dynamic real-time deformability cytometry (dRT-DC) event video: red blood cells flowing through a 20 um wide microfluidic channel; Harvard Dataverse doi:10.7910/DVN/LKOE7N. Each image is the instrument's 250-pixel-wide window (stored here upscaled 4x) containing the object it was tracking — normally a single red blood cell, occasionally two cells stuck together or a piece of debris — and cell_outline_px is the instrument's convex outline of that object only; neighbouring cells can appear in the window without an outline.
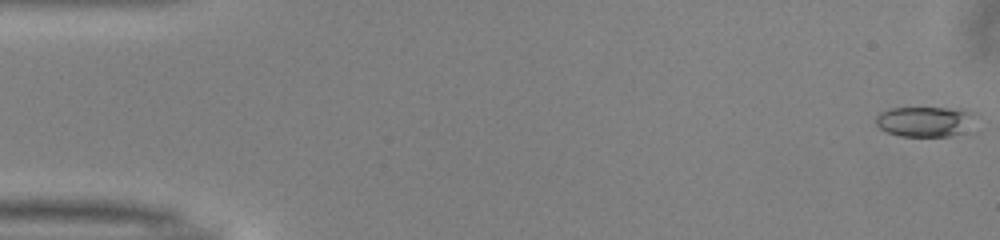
{"species": "common noctule bat (a hibernating species)", "species_latin": "Nyctalus noctula", "temperature_condition": "warm", "stored_images_in_passage": 51, "camera_frame_rate_fps": 3000, "um_per_image_px": 0.085, "animal": {"sex": "male", "body_mass_g": 13.0, "forearm_length_mm": 53.1}, "frame": {"image": 1, "passage_image": 1, "time_ms": 0.0, "image_size_px": [1000, 240], "cell_outline_px": [[976, 112], [960, 132], [952, 136], [900, 136], [888, 132], [880, 128], [876, 124], [876, 116], [880, 112], [892, 108], [960, 108]], "centroid_in_image_um": [78.54, 10.31], "position_along_channel_um": 6.5, "area_um2": 17.11}}
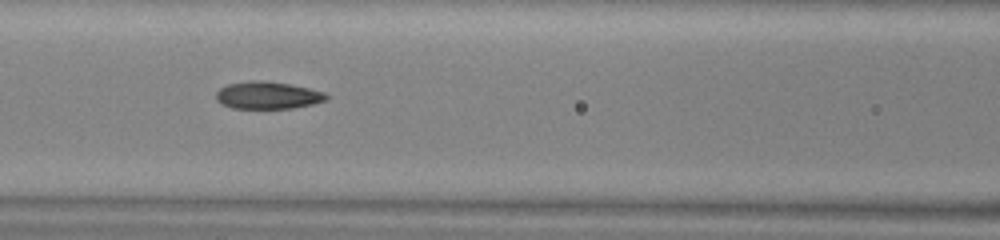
{"frame": {"image": 2, "passage_image": 22, "time_ms": 7.0, "image_size_px": [1000, 240], "cell_outline_px": [[332, 96], [328, 100], [312, 104], [292, 108], [232, 108], [220, 104], [216, 100], [216, 92], [220, 88], [228, 84], [252, 80], [260, 80], [288, 84], [308, 88], [324, 92]], "centroid_in_image_um": [22.76, 8.1], "position_along_channel_um": 143.8, "area_um2": 17.63}}
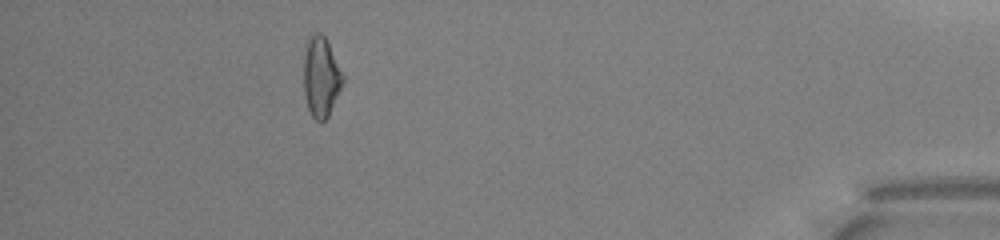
{"frame": {"image": 3, "passage_image": 46, "time_ms": 15.0, "image_size_px": [1000, 240], "cell_outline_px": [[344, 80], [328, 116], [324, 120], [316, 120], [312, 116], [308, 108], [304, 92], [304, 56], [308, 40], [312, 32], [320, 32], [328, 40], [344, 76]], "centroid_in_image_um": [27.29, 6.49], "position_along_channel_um": 407.9, "area_um2": 18.15}, "authors_computed_cell_mechanics": {"area_um2": 17.5712, "velocity_mm_per_s": 4.0452, "shape_relaxation_time_tau1_ms": 8.575, "shape_relaxation_time_tau2_ms": 2.3616, "deformation_change_tau1": 0.2074, "deformation_change_tau2": 0.0987}}